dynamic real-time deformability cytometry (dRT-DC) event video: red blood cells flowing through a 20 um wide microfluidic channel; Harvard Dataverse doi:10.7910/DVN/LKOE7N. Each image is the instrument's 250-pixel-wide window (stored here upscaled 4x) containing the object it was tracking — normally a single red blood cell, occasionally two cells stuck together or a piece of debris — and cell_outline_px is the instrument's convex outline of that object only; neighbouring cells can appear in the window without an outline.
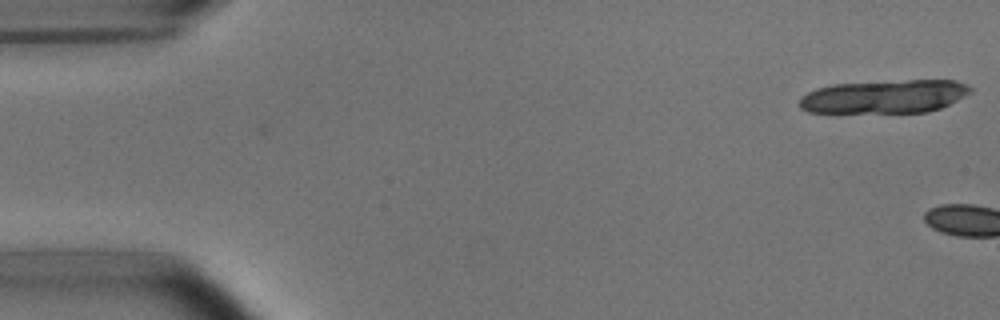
{"species": "common noctule bat (a hibernating species)", "species_latin": "Nyctalus noctula", "temperature_condition": "room temperature", "stored_images_in_passage": 5, "camera_frame_rate_fps": 3000, "um_per_image_px": 0.085, "animal": {"sex": "male", "body_mass_g": 15.6}, "frame": {"image": 1, "passage_image": 5, "time_ms": 1.333, "image_size_px": [1000, 320], "cell_outline_px": [[972, 92], [940, 108], [928, 112], [836, 116], [808, 112], [800, 108], [800, 96], [816, 88], [832, 84], [908, 80], [952, 80], [968, 84], [972, 88]], "centroid_in_image_um": [75.06, 8.27], "position_along_channel_um": 9.9, "area_um2": 34.85}}